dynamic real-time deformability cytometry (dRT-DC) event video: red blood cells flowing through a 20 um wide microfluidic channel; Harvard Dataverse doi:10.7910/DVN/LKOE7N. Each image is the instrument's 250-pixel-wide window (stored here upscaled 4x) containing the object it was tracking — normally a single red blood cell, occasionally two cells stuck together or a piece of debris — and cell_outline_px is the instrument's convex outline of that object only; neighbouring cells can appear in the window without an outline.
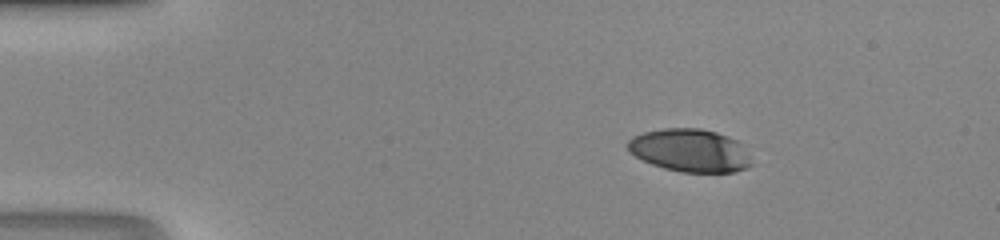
{"species": "human", "species_latin": "Homo sapiens", "temperature_condition": "room temperature", "stored_images_in_passage": 40, "camera_frame_rate_fps": 3000, "um_per_image_px": 0.085, "donor": {"sex": "male"}, "frame": {"image": 1, "passage_image": 1, "time_ms": 0.0, "image_size_px": [1000, 240], "cell_outline_px": [[752, 164], [744, 168], [732, 172], [680, 172], [664, 168], [652, 164], [628, 152], [624, 144], [632, 136], [644, 132], [664, 128], [700, 128], [716, 132], [736, 140]], "centroid_in_image_um": [58.54, 12.78], "position_along_channel_um": 26.5, "area_um2": 30.63}}
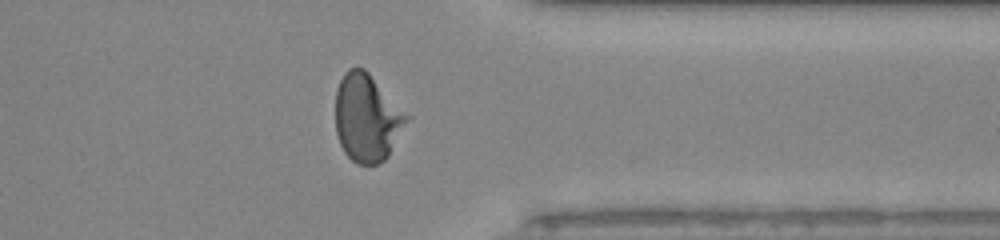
{"frame": {"image": 2, "passage_image": 31, "time_ms": 10.0, "image_size_px": [1000, 240], "cell_outline_px": [[412, 116], [388, 156], [384, 160], [368, 168], [356, 164], [344, 152], [340, 144], [336, 132], [336, 88], [344, 72], [348, 68], [364, 68]], "centroid_in_image_um": [31.22, 10.04], "position_along_channel_um": 380.2, "area_um2": 37.05}}
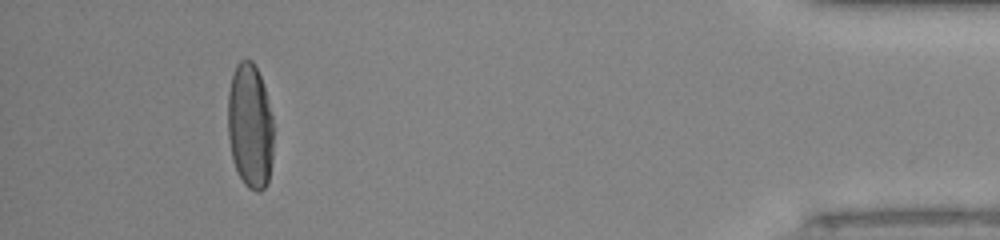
{"frame": {"image": 3, "passage_image": 37, "time_ms": 12.0, "image_size_px": [1000, 240], "cell_outline_px": [[272, 160], [268, 184], [260, 192], [256, 192], [248, 188], [244, 184], [232, 160], [228, 136], [228, 92], [232, 72], [236, 64], [240, 60], [252, 60], [260, 76], [264, 88], [272, 116]], "centroid_in_image_um": [21.24, 10.73], "position_along_channel_um": 414.0, "area_um2": 33.41}}